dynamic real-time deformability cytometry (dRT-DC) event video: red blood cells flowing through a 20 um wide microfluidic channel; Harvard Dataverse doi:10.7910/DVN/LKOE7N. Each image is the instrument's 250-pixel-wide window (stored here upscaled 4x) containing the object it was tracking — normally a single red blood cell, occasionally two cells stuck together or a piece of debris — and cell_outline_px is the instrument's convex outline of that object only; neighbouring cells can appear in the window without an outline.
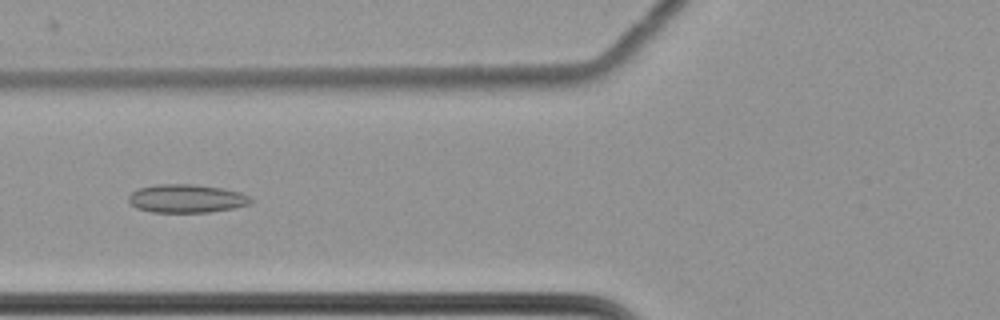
{"species": "common noctule bat (a hibernating species)", "species_latin": "Nyctalus noctula", "temperature_condition": "cold", "stored_images_in_passage": 62, "camera_frame_rate_fps": 3000, "um_per_image_px": 0.085, "animal": {"sex": "female", "body_mass_g": 22.7, "forearm_length_mm": 54.2}, "frame": {"image": 1, "passage_image": 27, "time_ms": 8.667, "image_size_px": [1000, 320], "cell_outline_px": [[256, 200], [252, 204], [236, 208], [208, 212], [152, 212], [136, 208], [128, 200], [128, 196], [136, 188], [156, 184], [196, 184], [224, 188], [240, 192]], "centroid_in_image_um": [15.89, 16.87], "position_along_channel_um": 109.9, "area_um2": 20.58}}
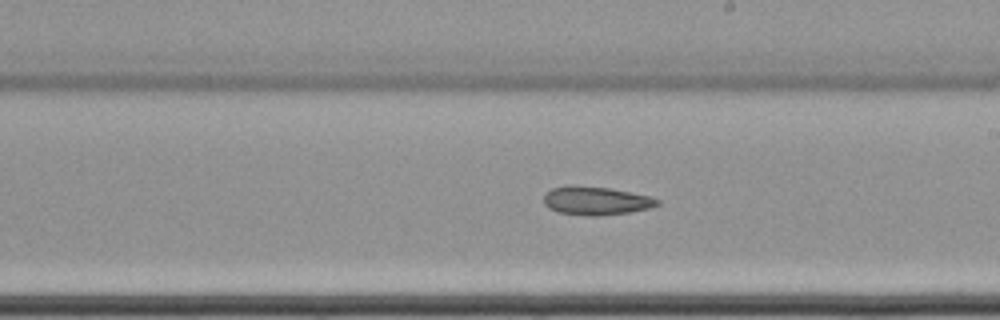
{"frame": {"image": 2, "passage_image": 38, "time_ms": 12.333, "image_size_px": [1000, 320], "cell_outline_px": [[660, 204], [652, 208], [628, 212], [600, 216], [588, 216], [560, 212], [548, 208], [544, 204], [544, 192], [552, 188], [568, 184], [572, 184], [608, 188], [648, 196], [660, 200]], "centroid_in_image_um": [50.62, 17.05], "position_along_channel_um": 238.4, "area_um2": 18.96}}
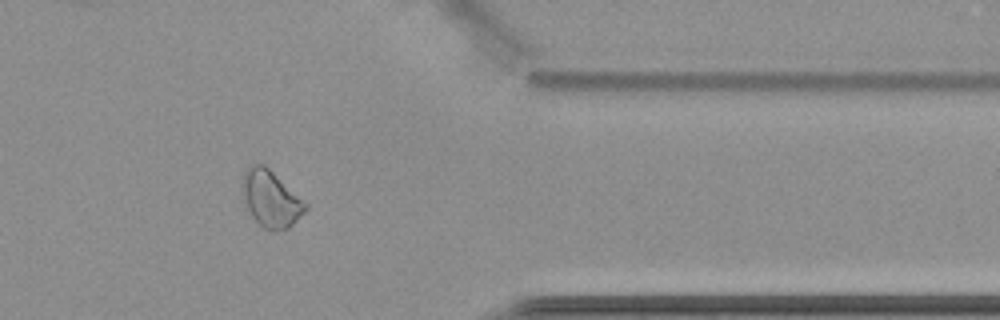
{"frame": {"image": 3, "passage_image": 52, "time_ms": 17.0, "image_size_px": [1000, 320], "cell_outline_px": [[308, 208], [288, 228], [276, 232], [272, 232], [264, 228], [252, 216], [244, 204], [240, 184], [244, 172], [252, 164], [264, 164], [308, 204]], "centroid_in_image_um": [22.99, 16.9], "position_along_channel_um": 388.4, "area_um2": 20.87}}